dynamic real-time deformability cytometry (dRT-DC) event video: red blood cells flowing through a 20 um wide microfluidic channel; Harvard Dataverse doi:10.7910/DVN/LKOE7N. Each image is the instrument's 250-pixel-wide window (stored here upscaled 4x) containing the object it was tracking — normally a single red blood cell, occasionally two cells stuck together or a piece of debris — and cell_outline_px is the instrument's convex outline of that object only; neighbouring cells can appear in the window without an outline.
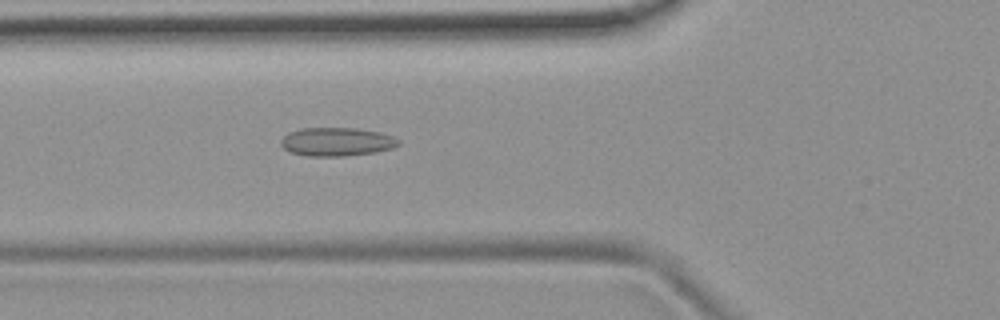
{"species": "common noctule bat (a hibernating species)", "species_latin": "Nyctalus noctula", "temperature_condition": "room temperature", "stored_images_in_passage": 53, "camera_frame_rate_fps": 3000, "um_per_image_px": 0.085, "animal": {"sex": "female", "body_mass_g": 19.9}, "frame": {"image": 1, "passage_image": 19, "time_ms": 6.0, "image_size_px": [1000, 320], "cell_outline_px": [[400, 144], [392, 148], [376, 152], [344, 156], [308, 156], [288, 152], [280, 144], [280, 140], [288, 132], [300, 128], [356, 128], [380, 132], [392, 136], [400, 140]], "centroid_in_image_um": [28.6, 12.05], "position_along_channel_um": 97.2, "area_um2": 19.71}}
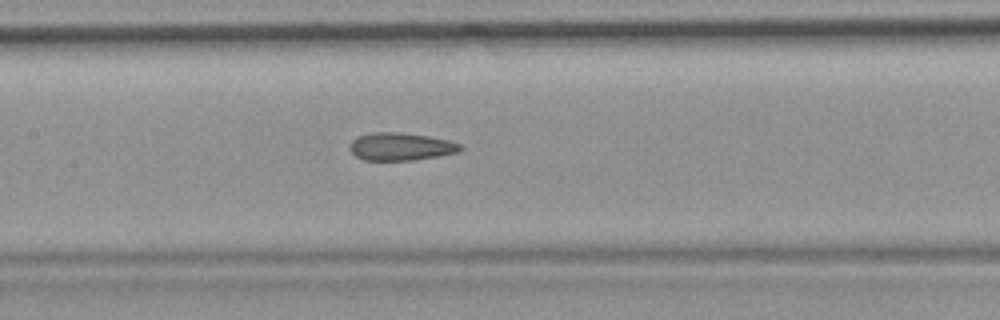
{"frame": {"image": 2, "passage_image": 25, "time_ms": 8.0, "image_size_px": [1000, 320], "cell_outline_px": [[464, 148], [456, 152], [436, 156], [412, 160], [364, 160], [356, 156], [352, 152], [352, 140], [360, 136], [376, 132], [400, 132], [428, 136], [448, 140], [460, 144]], "centroid_in_image_um": [34.09, 12.46], "position_along_channel_um": 173.3, "area_um2": 17.46}}
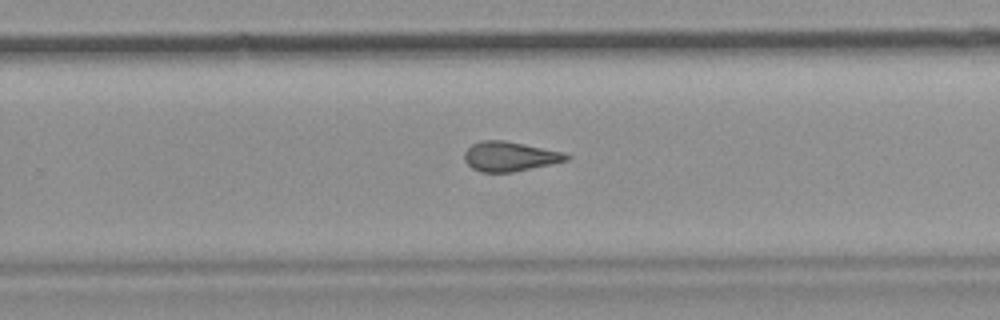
{"frame": {"image": 3, "passage_image": 34, "time_ms": 11.0, "image_size_px": [1000, 320], "cell_outline_px": [[572, 156], [568, 160], [552, 164], [512, 172], [480, 172], [472, 168], [464, 160], [464, 152], [472, 144], [480, 140], [504, 140], [564, 152]], "centroid_in_image_um": [43.33, 13.29], "position_along_channel_um": 286.5, "area_um2": 17.69}, "authors_computed_cell_mechanics": {"area_um2": 18.5538, "velocity_mm_per_s": 3.7864, "shape_relaxation_time_tau1_ms": null, "shape_relaxation_time_tau2_ms": 2.1789, "deformation_change_tau1": null, "deformation_change_tau2": 0.101}}